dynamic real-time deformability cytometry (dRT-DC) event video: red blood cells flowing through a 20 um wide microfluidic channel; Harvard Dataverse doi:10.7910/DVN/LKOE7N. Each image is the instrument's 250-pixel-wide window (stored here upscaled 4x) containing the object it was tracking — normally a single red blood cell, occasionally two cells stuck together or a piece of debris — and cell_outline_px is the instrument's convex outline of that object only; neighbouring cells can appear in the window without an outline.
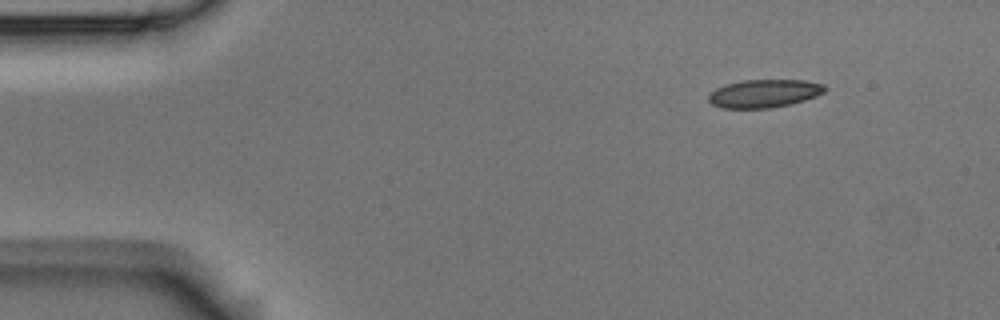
{"species": "Egyptian fruit bat (a non-hibernating species)", "species_latin": "Rousettus aegyptiacus", "temperature_condition": "room temperature", "stored_images_in_passage": 6, "camera_frame_rate_fps": 3000, "um_per_image_px": 0.085, "animal": {"sex": "male"}, "frame": {"image": 1, "passage_image": 6, "time_ms": 1.667, "image_size_px": [1000, 320], "cell_outline_px": [[828, 88], [824, 92], [816, 96], [792, 104], [768, 108], [720, 108], [712, 104], [708, 100], [708, 96], [716, 88], [724, 84], [740, 80], [804, 80], [824, 84]], "centroid_in_image_um": [64.95, 7.94], "position_along_channel_um": 20.0, "area_um2": 19.19}}